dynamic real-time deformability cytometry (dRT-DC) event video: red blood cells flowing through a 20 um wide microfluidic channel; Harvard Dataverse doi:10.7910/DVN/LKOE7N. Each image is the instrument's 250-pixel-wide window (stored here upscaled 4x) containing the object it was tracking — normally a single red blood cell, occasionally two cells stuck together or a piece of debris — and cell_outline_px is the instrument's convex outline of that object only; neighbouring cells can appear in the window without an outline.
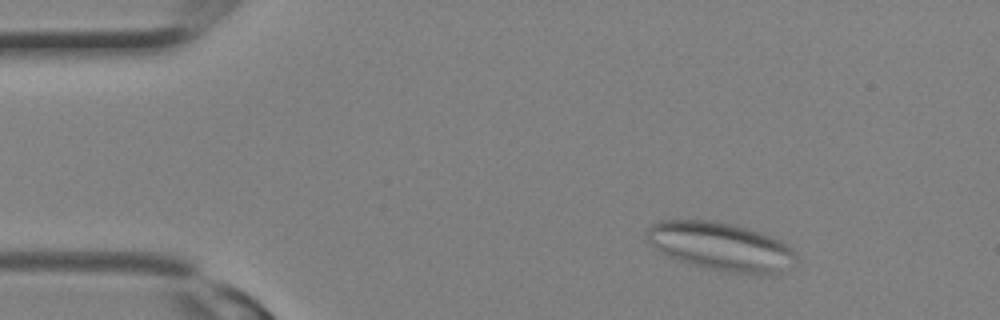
{"species": "Egyptian fruit bat (a non-hibernating species)", "species_latin": "Rousettus aegyptiacus", "temperature_condition": "room temperature", "stored_images_in_passage": 14, "camera_frame_rate_fps": 3000, "um_per_image_px": 0.085, "animal": {"sex": "female"}, "frame": {"image": 1, "passage_image": 4, "time_ms": 1.0, "image_size_px": [1000, 320], "cell_outline_px": [[796, 260], [780, 272], [772, 276], [756, 276], [732, 272], [692, 264], [668, 256], [660, 252], [644, 236], [648, 228], [652, 224], [660, 220], [712, 220], [760, 232], [780, 240], [788, 244], [792, 248], [796, 256]], "centroid_in_image_um": [61.29, 20.96], "position_along_channel_um": 23.7, "area_um2": 41.85}}
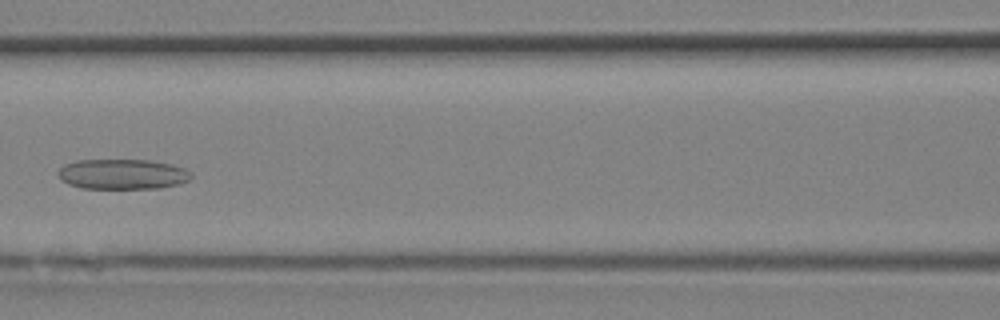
{"frame": {"image": 2, "passage_image": 13, "time_ms": 4.0, "image_size_px": [1000, 320], "cell_outline_px": [[192, 176], [188, 180], [180, 184], [160, 188], [80, 188], [68, 184], [60, 180], [56, 172], [64, 164], [76, 160], [148, 160], [168, 164], [184, 168], [192, 172]], "centroid_in_image_um": [10.37, 14.81], "position_along_channel_um": 156.2, "area_um2": 23.52}}